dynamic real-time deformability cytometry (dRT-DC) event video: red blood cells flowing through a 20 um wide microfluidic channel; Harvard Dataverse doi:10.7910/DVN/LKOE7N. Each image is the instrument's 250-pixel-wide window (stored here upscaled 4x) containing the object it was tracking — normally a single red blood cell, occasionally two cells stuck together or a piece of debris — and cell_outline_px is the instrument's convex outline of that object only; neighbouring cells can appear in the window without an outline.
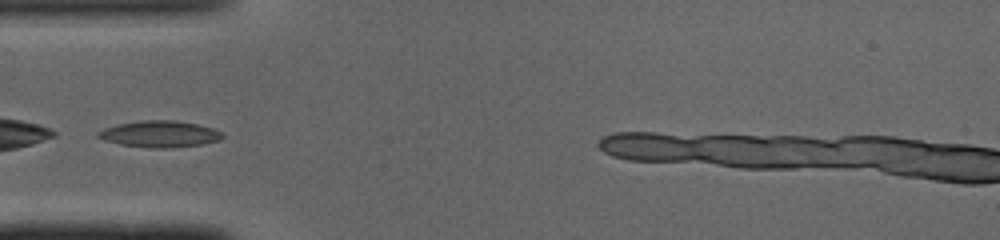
{"species": "common noctule bat (a hibernating species)", "species_latin": "Nyctalus noctula", "temperature_condition": "cold", "stored_images_in_passage": 45, "camera_frame_rate_fps": 3000, "um_per_image_px": 0.085, "animal": {"sex": "male", "body_mass_g": 19.0, "forearm_length_mm": 50.8}, "frame": {"image": 1, "passage_image": 14, "time_ms": 4.333, "image_size_px": [1000, 240], "cell_outline_px": [[224, 136], [220, 140], [200, 144], [168, 148], [148, 148], [120, 144], [104, 140], [96, 136], [96, 132], [104, 128], [120, 124], [140, 120], [176, 120], [196, 124], [212, 128], [220, 132]], "centroid_in_image_um": [13.54, 11.39], "position_along_channel_um": 71.5, "area_um2": 19.07}}
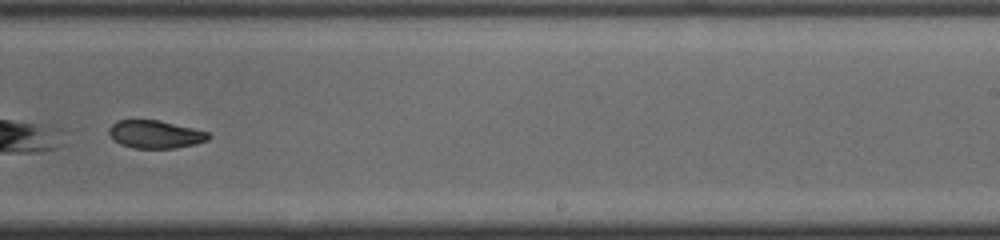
{"frame": {"image": 2, "passage_image": 29, "time_ms": 9.333, "image_size_px": [1000, 240], "cell_outline_px": [[212, 136], [208, 140], [196, 144], [176, 148], [132, 148], [120, 144], [108, 132], [108, 128], [116, 120], [160, 120], [208, 132]], "centroid_in_image_um": [13.21, 11.42], "position_along_channel_um": 275.8, "area_um2": 16.18}}
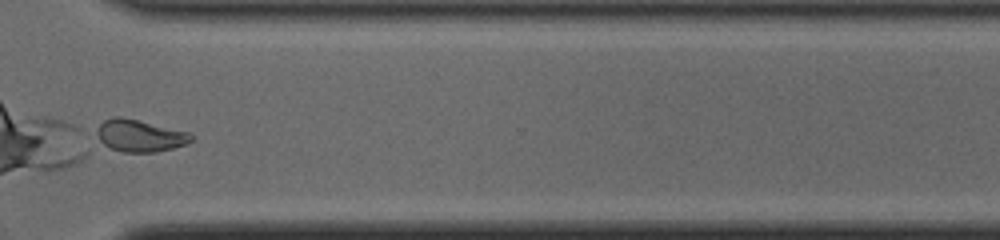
{"frame": {"image": 3, "passage_image": 35, "time_ms": 11.333, "image_size_px": [1000, 240], "cell_outline_px": [[192, 140], [184, 144], [172, 148], [156, 152], [124, 152], [112, 148], [104, 144], [92, 132], [92, 128], [104, 120], [112, 116], [120, 116], [188, 132], [192, 136]], "centroid_in_image_um": [11.77, 11.51], "position_along_channel_um": 358.8, "area_um2": 17.69}}